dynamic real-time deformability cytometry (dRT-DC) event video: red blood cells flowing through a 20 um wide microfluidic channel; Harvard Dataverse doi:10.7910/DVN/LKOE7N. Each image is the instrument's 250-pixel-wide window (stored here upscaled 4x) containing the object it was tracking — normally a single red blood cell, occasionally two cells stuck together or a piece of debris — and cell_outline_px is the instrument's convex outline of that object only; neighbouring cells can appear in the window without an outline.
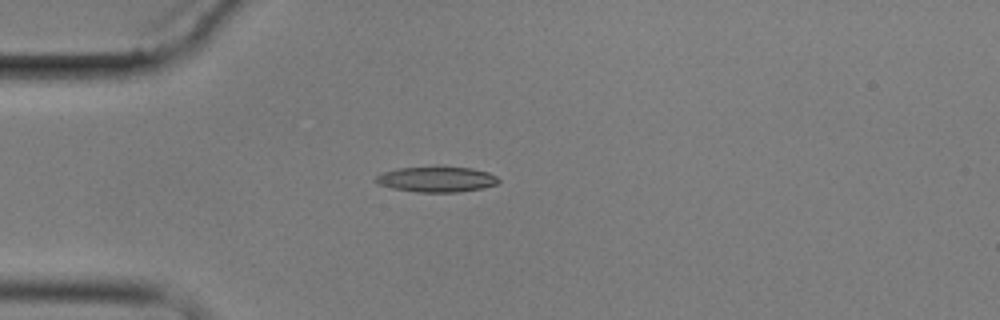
{"species": "common noctule bat (a hibernating species)", "species_latin": "Nyctalus noctula", "temperature_condition": "cold", "stored_images_in_passage": 1, "camera_frame_rate_fps": 3000, "um_per_image_px": 0.085, "animal": {"sex": "male", "body_mass_g": 17.9}, "frame": {"image": 1, "passage_image": 1, "time_ms": 0.0, "image_size_px": [1000, 320], "cell_outline_px": [[500, 180], [496, 184], [480, 188], [456, 192], [416, 192], [392, 188], [376, 184], [372, 180], [376, 176], [384, 172], [396, 168], [472, 168], [488, 172], [496, 176]], "centroid_in_image_um": [37.05, 15.26], "position_along_channel_um": 48.0, "area_um2": 17.86}}